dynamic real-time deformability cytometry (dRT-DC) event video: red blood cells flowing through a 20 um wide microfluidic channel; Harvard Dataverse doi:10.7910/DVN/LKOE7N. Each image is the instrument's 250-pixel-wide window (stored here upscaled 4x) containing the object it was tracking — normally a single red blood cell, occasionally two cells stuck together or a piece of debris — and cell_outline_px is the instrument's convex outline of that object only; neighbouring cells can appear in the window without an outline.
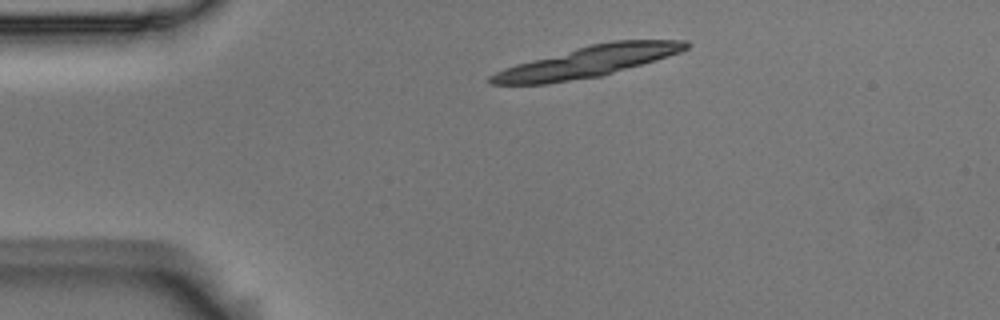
{"species": "Egyptian fruit bat (a non-hibernating species)", "species_latin": "Rousettus aegyptiacus", "temperature_condition": "room temperature", "stored_images_in_passage": 11, "camera_frame_rate_fps": 3000, "um_per_image_px": 0.085, "animal": {"sex": "male"}, "frame": {"image": 1, "passage_image": 1, "time_ms": 0.0, "image_size_px": [1000, 320], "cell_outline_px": [[692, 44], [688, 48], [680, 52], [656, 60], [600, 76], [548, 84], [488, 84], [488, 76], [504, 68], [516, 64], [576, 48], [592, 44], [612, 40], [688, 40]], "centroid_in_image_um": [49.97, 5.24], "position_along_channel_um": 35.0, "area_um2": 35.03}}
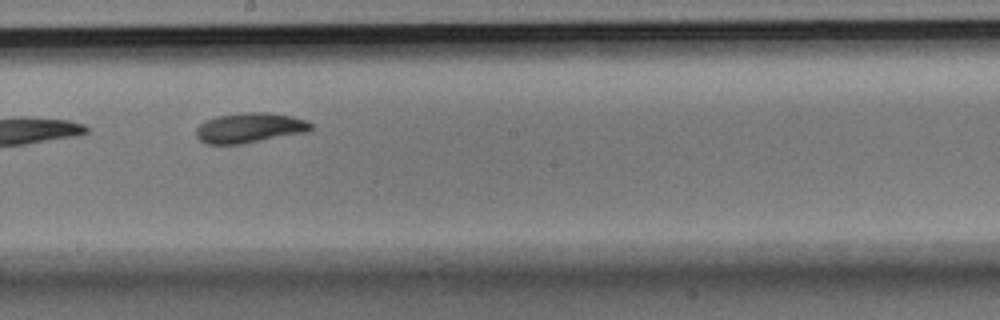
{"frame": {"image": 2, "passage_image": 6, "time_ms": 1.667, "image_size_px": [1000, 320], "cell_outline_px": [[312, 128], [308, 132], [240, 144], [208, 144], [200, 140], [196, 136], [196, 128], [200, 124], [216, 116], [240, 112], [268, 112], [292, 116], [308, 120], [312, 124]], "centroid_in_image_um": [21.25, 10.85], "position_along_channel_um": 227.0, "area_um2": 20.17}}
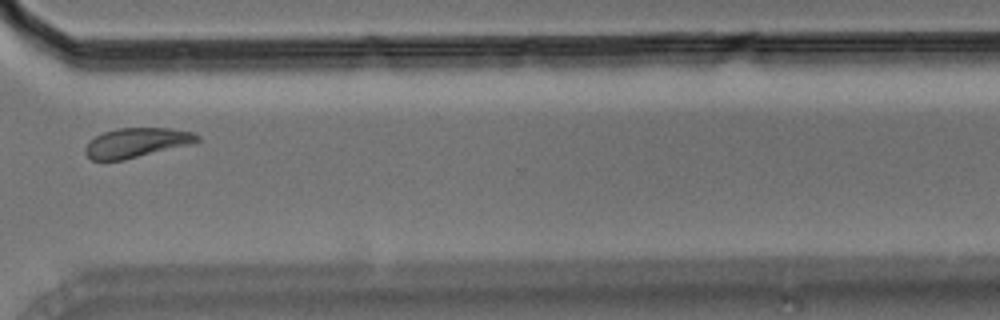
{"frame": {"image": 3, "passage_image": 9, "time_ms": 2.667, "image_size_px": [1000, 320], "cell_outline_px": [[200, 140], [192, 144], [124, 160], [92, 160], [84, 152], [84, 148], [88, 140], [104, 132], [116, 128], [172, 128], [192, 132], [200, 136]], "centroid_in_image_um": [11.6, 12.12], "position_along_channel_um": 359.0, "area_um2": 19.42}}